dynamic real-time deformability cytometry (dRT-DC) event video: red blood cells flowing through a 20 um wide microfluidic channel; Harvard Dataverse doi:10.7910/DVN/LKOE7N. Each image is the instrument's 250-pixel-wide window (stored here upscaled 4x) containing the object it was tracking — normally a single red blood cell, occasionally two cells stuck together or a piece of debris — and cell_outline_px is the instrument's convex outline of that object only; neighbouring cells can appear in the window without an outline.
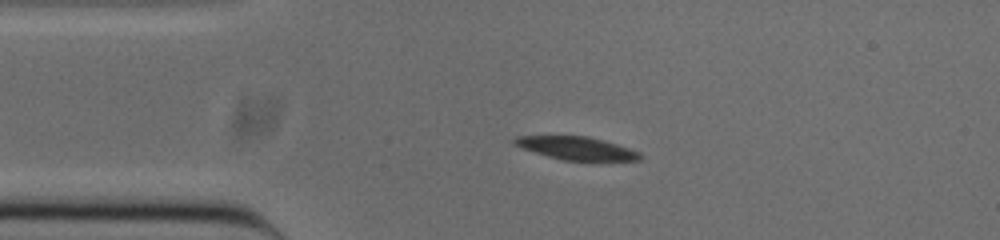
{"species": "common noctule bat (a hibernating species)", "species_latin": "Nyctalus noctula", "temperature_condition": "cold", "stored_images_in_passage": 40, "camera_frame_rate_fps": 3000, "um_per_image_px": 0.085, "animal": {"sex": "male", "body_mass_g": 20.0, "forearm_length_mm": 53.3}, "frame": {"image": 1, "passage_image": 7, "time_ms": 2.0, "image_size_px": [1000, 240], "cell_outline_px": [[644, 156], [640, 160], [564, 160], [548, 156], [512, 144], [512, 140], [516, 136], [588, 136], [604, 140], [640, 152]], "centroid_in_image_um": [49.02, 12.59], "position_along_channel_um": 36.0, "area_um2": 16.59}}
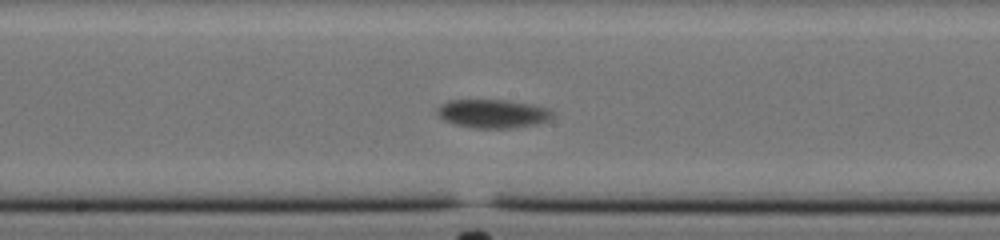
{"frame": {"image": 2, "passage_image": 23, "time_ms": 7.333, "image_size_px": [1000, 240], "cell_outline_px": [[552, 116], [548, 120], [536, 124], [512, 128], [476, 128], [456, 124], [444, 120], [436, 112], [436, 108], [440, 104], [448, 100], [504, 100], [528, 104], [548, 108], [552, 112]], "centroid_in_image_um": [41.85, 9.66], "position_along_channel_um": 206.4, "area_um2": 19.02}}
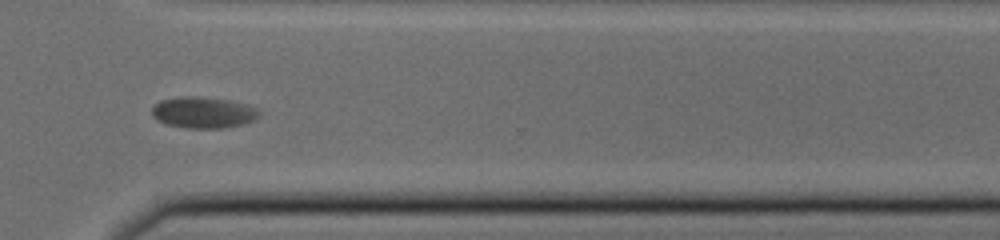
{"frame": {"image": 3, "passage_image": 35, "time_ms": 11.333, "image_size_px": [1000, 240], "cell_outline_px": [[260, 116], [252, 120], [240, 124], [224, 128], [184, 128], [164, 124], [156, 120], [152, 116], [152, 108], [160, 100], [180, 96], [196, 96], [228, 100], [244, 104], [256, 108], [260, 112]], "centroid_in_image_um": [17.22, 9.56], "position_along_channel_um": 353.4, "area_um2": 19.54}, "authors_computed_cell_mechanics": {"area_um2": 18.6983, "velocity_mm_per_s": 3.6651, "shape_relaxation_time_tau1_ms": 9.6609, "shape_relaxation_time_tau2_ms": null, "deformation_change_tau1": 0.2117, "deformation_change_tau2": null}}